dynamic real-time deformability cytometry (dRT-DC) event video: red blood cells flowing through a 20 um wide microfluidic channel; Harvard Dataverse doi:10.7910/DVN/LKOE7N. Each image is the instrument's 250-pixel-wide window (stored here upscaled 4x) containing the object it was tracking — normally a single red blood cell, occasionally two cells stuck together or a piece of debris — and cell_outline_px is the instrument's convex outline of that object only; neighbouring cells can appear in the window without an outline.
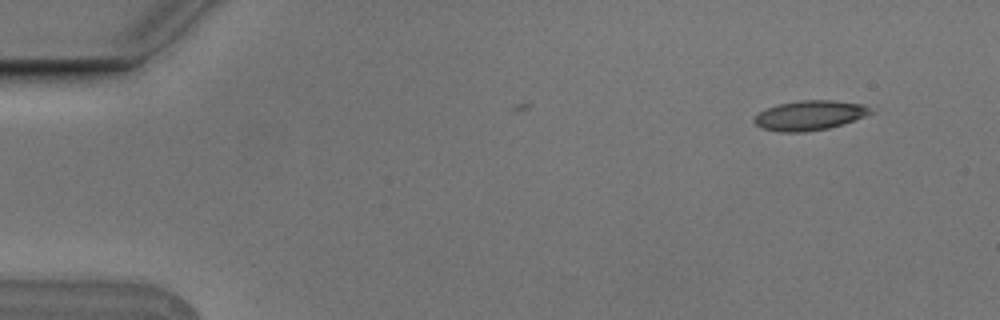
{"species": "Egyptian fruit bat (a non-hibernating species)", "species_latin": "Rousettus aegyptiacus", "temperature_condition": "cold", "stored_images_in_passage": 2, "camera_frame_rate_fps": 3000, "um_per_image_px": 0.085, "animal": {"sex": "male"}, "frame": {"image": 1, "passage_image": 1, "time_ms": 0.0, "image_size_px": [1000, 320], "cell_outline_px": [[876, 112], [828, 128], [804, 132], [780, 132], [760, 128], [752, 120], [760, 112], [776, 104], [800, 100], [832, 100], [864, 104]], "centroid_in_image_um": [68.8, 9.8], "position_along_channel_um": 16.2, "area_um2": 20.06}}